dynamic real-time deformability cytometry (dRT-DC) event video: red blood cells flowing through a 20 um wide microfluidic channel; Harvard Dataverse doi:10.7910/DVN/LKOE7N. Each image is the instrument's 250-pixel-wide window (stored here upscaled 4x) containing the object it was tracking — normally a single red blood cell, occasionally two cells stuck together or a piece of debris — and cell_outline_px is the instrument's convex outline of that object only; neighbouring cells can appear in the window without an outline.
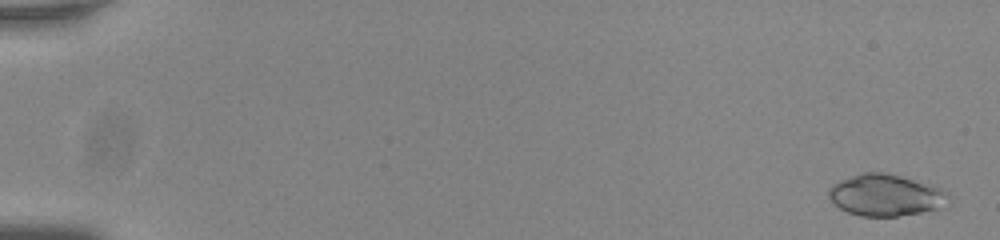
{"species": "common noctule bat (a hibernating species)", "species_latin": "Nyctalus noctula", "temperature_condition": "room temperature", "stored_images_in_passage": 55, "camera_frame_rate_fps": 3000, "um_per_image_px": 0.085, "animal": {"sex": "male", "body_mass_g": 20.0, "forearm_length_mm": 53.3}, "frame": {"image": 1, "passage_image": 2, "time_ms": 0.333, "image_size_px": [1000, 240], "cell_outline_px": [[948, 196], [944, 208], [896, 216], [860, 216], [848, 212], [832, 204], [828, 196], [828, 188], [832, 184], [840, 180], [860, 172], [880, 172], [932, 184], [948, 192]], "centroid_in_image_um": [75.25, 16.59], "position_along_channel_um": 9.8, "area_um2": 29.13}}
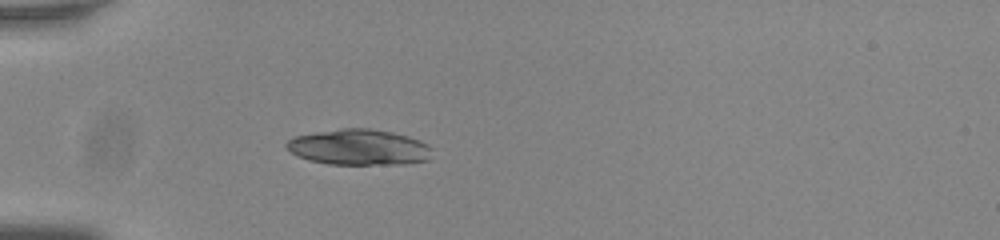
{"frame": {"image": 2, "passage_image": 18, "time_ms": 5.667, "image_size_px": [1000, 240], "cell_outline_px": [[432, 148], [428, 160], [404, 164], [328, 164], [308, 160], [284, 148], [284, 144], [288, 140], [296, 136], [316, 132], [340, 128], [368, 128], [392, 132], [408, 136], [420, 140], [428, 144]], "centroid_in_image_um": [30.51, 12.51], "position_along_channel_um": 54.5, "area_um2": 30.4}}